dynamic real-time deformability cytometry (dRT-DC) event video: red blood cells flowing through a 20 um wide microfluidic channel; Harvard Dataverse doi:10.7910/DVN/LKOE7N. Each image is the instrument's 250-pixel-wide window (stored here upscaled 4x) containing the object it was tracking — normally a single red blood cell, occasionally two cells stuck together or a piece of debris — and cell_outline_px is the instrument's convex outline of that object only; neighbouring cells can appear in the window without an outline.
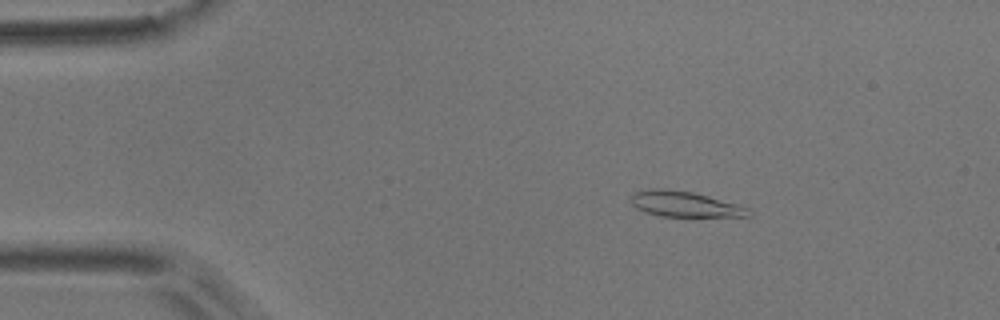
{"species": "common noctule bat (a hibernating species)", "species_latin": "Nyctalus noctula", "temperature_condition": "room temperature", "stored_images_in_passage": 5, "camera_frame_rate_fps": 3000, "um_per_image_px": 0.085, "animal": {"sex": "male", "body_mass_g": 17.9}, "frame": {"image": 1, "passage_image": 3, "time_ms": 0.667, "image_size_px": [1000, 320], "cell_outline_px": [[752, 216], [660, 216], [644, 212], [636, 208], [632, 204], [632, 196], [636, 192], [648, 188], [664, 188], [692, 192], [708, 196], [736, 204], [748, 208]], "centroid_in_image_um": [58.16, 17.34], "position_along_channel_um": 26.8, "area_um2": 17.28}}
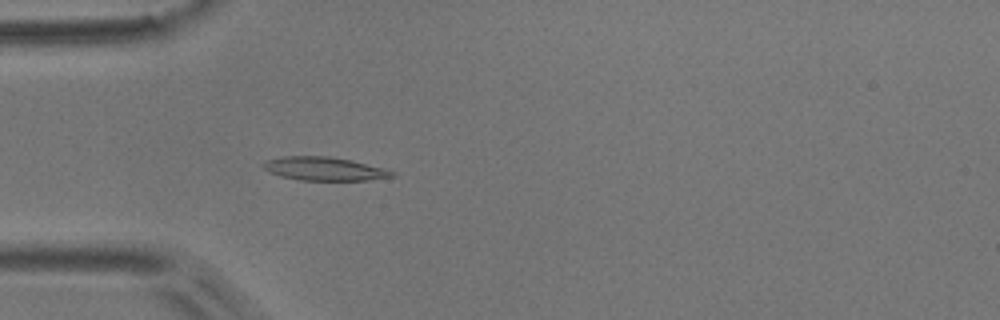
{"frame": {"image": 2, "passage_image": 5, "time_ms": 1.333, "image_size_px": [1000, 320], "cell_outline_px": [[396, 176], [368, 180], [300, 180], [280, 176], [268, 172], [260, 164], [264, 160], [280, 156], [328, 156], [352, 160], [384, 168], [396, 172]], "centroid_in_image_um": [27.53, 14.34], "position_along_channel_um": 57.5, "area_um2": 17.86}}